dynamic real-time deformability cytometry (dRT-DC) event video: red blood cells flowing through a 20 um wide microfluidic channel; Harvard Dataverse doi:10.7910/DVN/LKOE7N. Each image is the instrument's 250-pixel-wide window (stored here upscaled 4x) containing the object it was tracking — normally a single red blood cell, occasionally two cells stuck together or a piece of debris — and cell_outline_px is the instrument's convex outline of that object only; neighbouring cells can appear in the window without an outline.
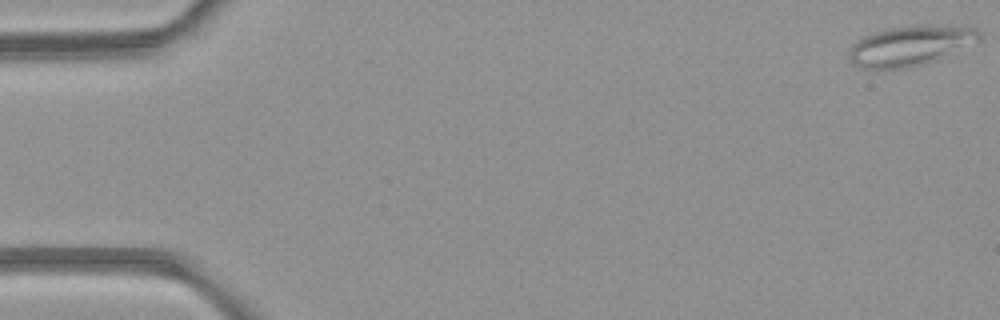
{"species": "common noctule bat (a hibernating species)", "species_latin": "Nyctalus noctula", "temperature_condition": "room temperature", "stored_images_in_passage": 4, "camera_frame_rate_fps": 3000, "um_per_image_px": 0.085, "animal": {"sex": "female", "body_mass_g": 21.9}, "frame": {"image": 1, "passage_image": 1, "time_ms": 0.0, "image_size_px": [1000, 320], "cell_outline_px": [[980, 36], [920, 64], [908, 68], [876, 72], [860, 68], [848, 60], [848, 52], [852, 44], [864, 36], [876, 32], [892, 28], [924, 24], [976, 28]], "centroid_in_image_um": [77.1, 3.91], "position_along_channel_um": 7.9, "area_um2": 29.25}}